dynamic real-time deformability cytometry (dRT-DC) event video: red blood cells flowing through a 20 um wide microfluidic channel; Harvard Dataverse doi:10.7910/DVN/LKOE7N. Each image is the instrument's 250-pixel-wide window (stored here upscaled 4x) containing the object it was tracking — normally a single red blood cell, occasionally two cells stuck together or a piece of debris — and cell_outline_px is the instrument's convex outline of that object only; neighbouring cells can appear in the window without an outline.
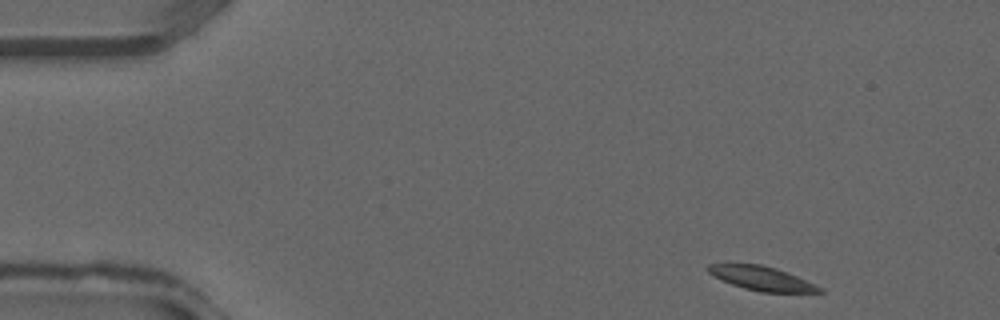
{"species": "common noctule bat (a hibernating species)", "species_latin": "Nyctalus noctula", "temperature_condition": "warm", "stored_images_in_passage": 34, "camera_frame_rate_fps": 3000, "um_per_image_px": 0.085, "animal": {"sex": "male", "forearm_length_mm": 52.5}, "frame": {"image": 1, "passage_image": 1, "time_ms": 0.0, "image_size_px": [1000, 320], "cell_outline_px": [[824, 292], [760, 292], [744, 288], [732, 284], [708, 272], [704, 268], [708, 264], [760, 264], [776, 268], [788, 272], [816, 284], [824, 288]], "centroid_in_image_um": [64.79, 23.66], "position_along_channel_um": 20.2, "area_um2": 15.55}}
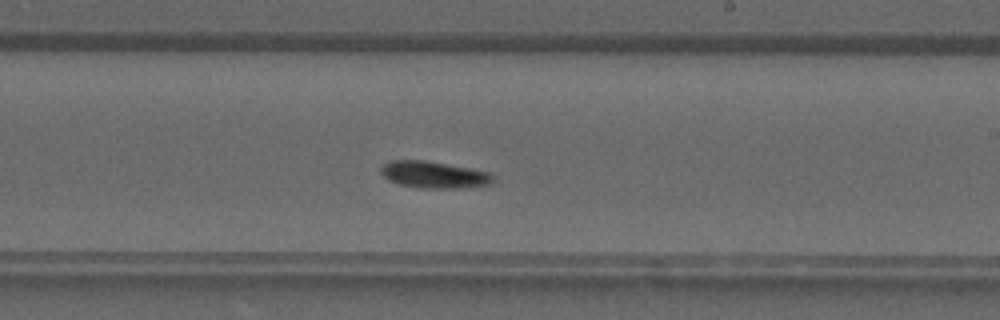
{"frame": {"image": 2, "passage_image": 19, "time_ms": 6.0, "image_size_px": [1000, 320], "cell_outline_px": [[496, 176], [492, 184], [456, 188], [420, 188], [400, 184], [388, 180], [380, 172], [380, 168], [388, 160], [424, 160], [468, 168], [488, 172]], "centroid_in_image_um": [36.87, 14.85], "position_along_channel_um": 252.1, "area_um2": 17.46}}
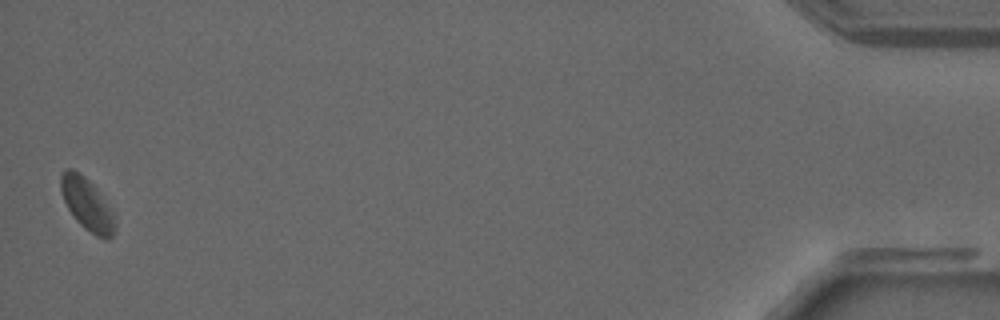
{"frame": {"image": 3, "passage_image": 34, "time_ms": 11.0, "image_size_px": [1000, 320], "cell_outline_px": [[116, 224], [112, 236], [108, 240], [104, 240], [96, 236], [84, 228], [76, 220], [68, 208], [64, 200], [60, 188], [60, 176], [64, 168], [72, 168], [84, 176], [92, 184], [116, 216]], "centroid_in_image_um": [7.4, 17.38], "position_along_channel_um": 427.8, "area_um2": 16.47}}